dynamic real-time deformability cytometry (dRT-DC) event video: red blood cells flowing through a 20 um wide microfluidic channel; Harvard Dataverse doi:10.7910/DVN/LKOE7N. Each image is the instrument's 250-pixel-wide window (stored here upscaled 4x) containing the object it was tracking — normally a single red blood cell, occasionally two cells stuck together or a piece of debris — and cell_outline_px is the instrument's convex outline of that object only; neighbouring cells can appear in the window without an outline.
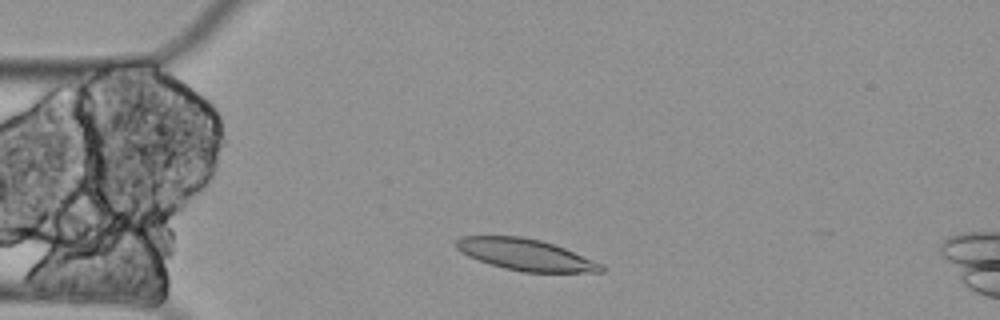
{"species": "Egyptian fruit bat (a non-hibernating species)", "species_latin": "Rousettus aegyptiacus", "temperature_condition": "cold", "stored_images_in_passage": 3, "camera_frame_rate_fps": 3000, "um_per_image_px": 0.085, "animal": {"sex": "female"}, "frame": {"image": 1, "passage_image": 2, "time_ms": 0.333, "image_size_px": [1000, 320], "cell_outline_px": [[604, 272], [524, 272], [504, 268], [468, 256], [460, 252], [456, 248], [456, 240], [460, 236], [520, 236], [540, 240], [564, 248], [604, 264]], "centroid_in_image_um": [44.68, 21.64], "position_along_channel_um": 40.3, "area_um2": 26.41}}